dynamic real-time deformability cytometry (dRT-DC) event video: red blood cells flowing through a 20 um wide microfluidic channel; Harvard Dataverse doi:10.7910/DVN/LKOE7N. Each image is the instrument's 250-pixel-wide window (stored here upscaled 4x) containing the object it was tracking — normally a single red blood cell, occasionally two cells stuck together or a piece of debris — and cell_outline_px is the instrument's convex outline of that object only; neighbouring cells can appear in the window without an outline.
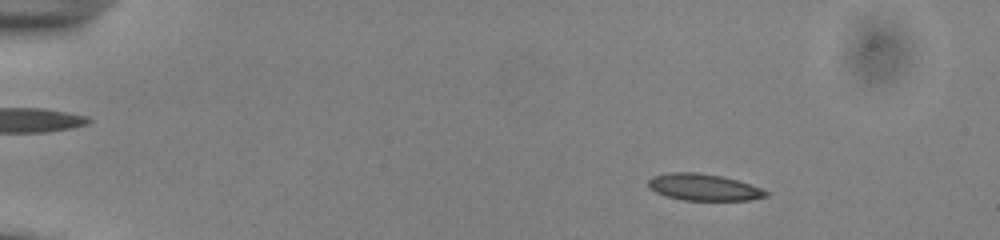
{"species": "common noctule bat (a hibernating species)", "species_latin": "Nyctalus noctula", "temperature_condition": "cold", "stored_images_in_passage": 53, "camera_frame_rate_fps": 3000, "um_per_image_px": 0.085, "animal": {"sex": "male", "body_mass_g": 13.0, "forearm_length_mm": 53.1}, "frame": {"image": 1, "passage_image": 8, "time_ms": 2.333, "image_size_px": [1000, 240], "cell_outline_px": [[768, 196], [752, 200], [684, 200], [668, 196], [656, 192], [648, 188], [648, 180], [652, 176], [668, 172], [696, 172], [724, 176], [760, 188], [768, 192]], "centroid_in_image_um": [59.78, 15.9], "position_along_channel_um": 25.2, "area_um2": 18.26}}
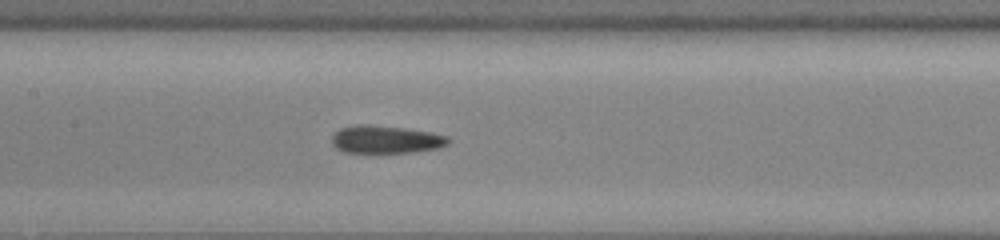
{"frame": {"image": 2, "passage_image": 27, "time_ms": 8.667, "image_size_px": [1000, 240], "cell_outline_px": [[452, 140], [448, 144], [440, 148], [412, 152], [344, 152], [336, 148], [332, 144], [332, 136], [340, 128], [360, 124], [404, 128], [432, 132], [448, 136]], "centroid_in_image_um": [32.84, 11.86], "position_along_channel_um": 174.6, "area_um2": 18.79}}
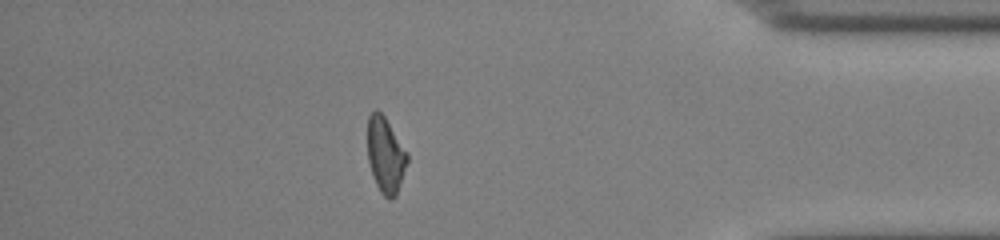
{"frame": {"image": 3, "passage_image": 47, "time_ms": 15.333, "image_size_px": [1000, 240], "cell_outline_px": [[408, 160], [396, 196], [392, 200], [388, 200], [380, 192], [372, 176], [368, 160], [368, 116], [376, 108], [384, 116], [408, 152]], "centroid_in_image_um": [32.77, 13.2], "position_along_channel_um": 402.4, "area_um2": 17.57}, "authors_computed_cell_mechanics": {"area_um2": 18.3804, "velocity_mm_per_s": 3.8931, "shape_relaxation_time_tau1_ms": 8.5696, "shape_relaxation_time_tau2_ms": 4.7239, "deformation_change_tau1": 0.2093, "deformation_change_tau2": 0.1429}}